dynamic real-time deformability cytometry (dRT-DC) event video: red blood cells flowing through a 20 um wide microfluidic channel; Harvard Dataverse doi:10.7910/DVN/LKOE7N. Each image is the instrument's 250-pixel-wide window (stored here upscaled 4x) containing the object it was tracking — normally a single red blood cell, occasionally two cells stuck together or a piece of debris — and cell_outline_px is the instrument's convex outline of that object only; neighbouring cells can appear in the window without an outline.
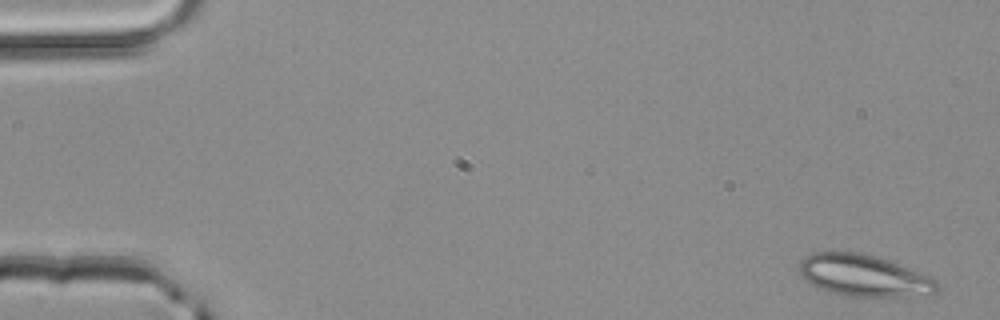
{"species": "common noctule bat (a hibernating species)", "species_latin": "Nyctalus noctula", "temperature_condition": "room temperature", "stored_images_in_passage": 3, "camera_frame_rate_fps": 3000, "um_per_image_px": 0.085, "animal": {"sex": "male", "body_mass_g": 20.4}, "frame": {"image": 1, "passage_image": 1, "time_ms": 0.0, "image_size_px": [1000, 320], "cell_outline_px": [[940, 288], [936, 292], [908, 296], [848, 296], [828, 292], [812, 284], [800, 272], [800, 260], [804, 256], [812, 252], [860, 252], [876, 256], [888, 260], [928, 276], [936, 280], [940, 284]], "centroid_in_image_um": [73.42, 23.41], "position_along_channel_um": 11.6, "area_um2": 33.12}}